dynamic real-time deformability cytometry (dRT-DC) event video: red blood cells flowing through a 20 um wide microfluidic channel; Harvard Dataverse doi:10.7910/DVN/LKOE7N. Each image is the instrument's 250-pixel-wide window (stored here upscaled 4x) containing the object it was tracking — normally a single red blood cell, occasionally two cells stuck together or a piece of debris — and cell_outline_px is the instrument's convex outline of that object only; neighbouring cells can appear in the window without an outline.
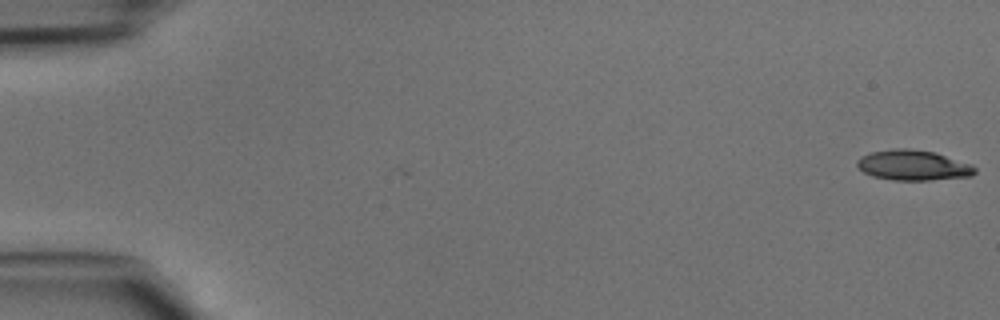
{"species": "common noctule bat (a hibernating species)", "species_latin": "Nyctalus noctula", "temperature_condition": "cold", "stored_images_in_passage": 3, "camera_frame_rate_fps": 3000, "um_per_image_px": 0.085, "animal": {"sex": "male", "body_mass_g": 15.6}, "frame": {"image": 1, "passage_image": 1, "time_ms": 0.0, "image_size_px": [1000, 320], "cell_outline_px": [[976, 172], [972, 176], [928, 180], [892, 180], [872, 176], [864, 172], [856, 164], [856, 160], [860, 156], [872, 152], [896, 148], [908, 148], [936, 152], [972, 164], [976, 168]], "centroid_in_image_um": [77.63, 14.04], "position_along_channel_um": 7.4, "area_um2": 20.92}}